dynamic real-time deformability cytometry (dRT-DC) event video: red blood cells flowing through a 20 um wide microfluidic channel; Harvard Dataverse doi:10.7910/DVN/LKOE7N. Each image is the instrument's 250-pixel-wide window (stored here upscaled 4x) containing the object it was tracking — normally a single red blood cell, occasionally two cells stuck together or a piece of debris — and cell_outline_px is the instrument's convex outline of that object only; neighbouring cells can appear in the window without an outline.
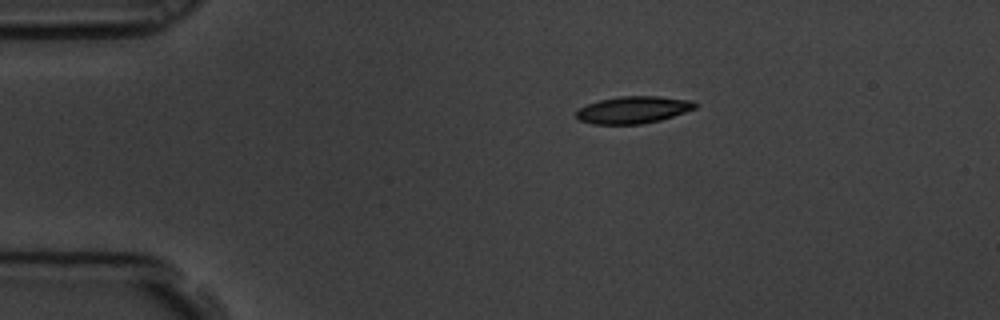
{"species": "common noctule bat (a hibernating species)", "species_latin": "Nyctalus noctula", "temperature_condition": "room temperature", "stored_images_in_passage": 4, "camera_frame_rate_fps": 3000, "um_per_image_px": 0.085, "animal": {"sex": "male", "body_mass_g": 19.5, "forearm_length_mm": 54.6}, "frame": {"image": 1, "passage_image": 1, "time_ms": 0.0, "image_size_px": [1000, 320], "cell_outline_px": [[700, 104], [696, 108], [660, 120], [640, 124], [592, 124], [580, 120], [576, 116], [576, 112], [580, 108], [588, 104], [600, 100], [620, 96], [660, 96], [692, 100]], "centroid_in_image_um": [53.86, 9.33], "position_along_channel_um": 31.1, "area_um2": 18.73}}
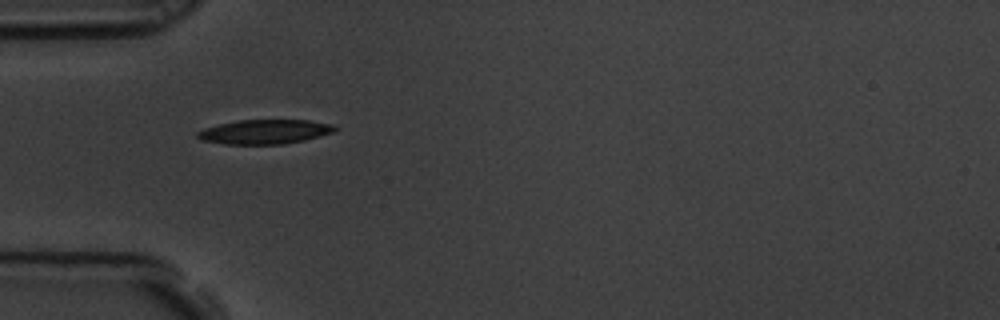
{"frame": {"image": 2, "passage_image": 3, "time_ms": 0.667, "image_size_px": [1000, 320], "cell_outline_px": [[340, 128], [332, 132], [320, 136], [304, 140], [284, 144], [224, 144], [200, 140], [196, 136], [196, 132], [204, 128], [236, 120], [308, 120], [332, 124]], "centroid_in_image_um": [22.49, 11.2], "position_along_channel_um": 62.5, "area_um2": 19.59}}
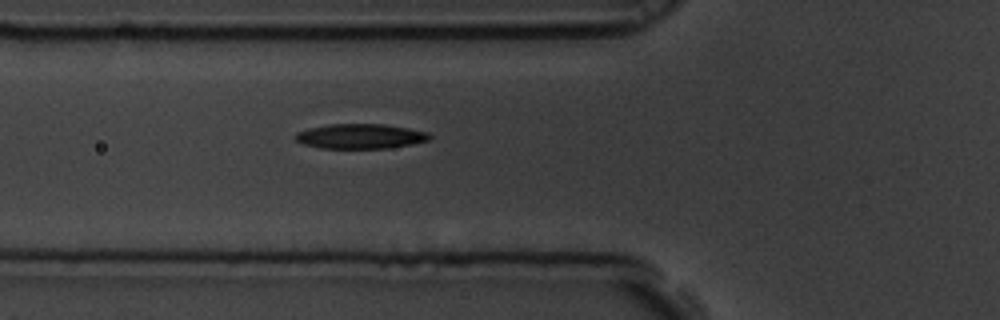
{"frame": {"image": 3, "passage_image": 4, "time_ms": 1.0, "image_size_px": [1000, 320], "cell_outline_px": [[432, 136], [428, 140], [412, 144], [388, 148], [320, 148], [304, 144], [296, 140], [296, 132], [308, 128], [328, 124], [384, 124], [408, 128], [428, 132]], "centroid_in_image_um": [30.63, 11.58], "position_along_channel_um": 95.2, "area_um2": 19.36}}